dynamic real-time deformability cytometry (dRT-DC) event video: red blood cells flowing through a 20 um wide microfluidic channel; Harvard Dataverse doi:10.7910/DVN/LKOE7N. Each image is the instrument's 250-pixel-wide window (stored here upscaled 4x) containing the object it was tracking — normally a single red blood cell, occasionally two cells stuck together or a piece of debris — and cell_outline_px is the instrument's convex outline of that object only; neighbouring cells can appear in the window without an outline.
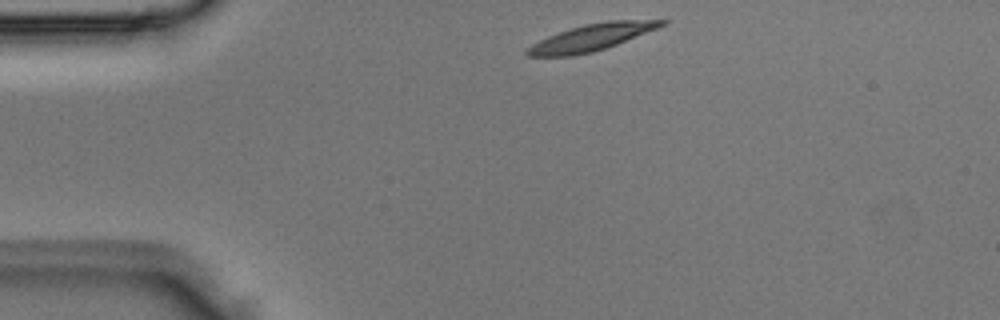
{"species": "Egyptian fruit bat (a non-hibernating species)", "species_latin": "Rousettus aegyptiacus", "temperature_condition": "room temperature", "stored_images_in_passage": 2, "camera_frame_rate_fps": 3000, "um_per_image_px": 0.085, "animal": {"sex": "male"}, "frame": {"image": 1, "passage_image": 1, "time_ms": 0.0, "image_size_px": [1000, 320], "cell_outline_px": [[668, 20], [664, 24], [656, 28], [616, 44], [592, 52], [572, 56], [528, 56], [524, 52], [532, 44], [548, 36], [584, 24], [608, 20]], "centroid_in_image_um": [50.23, 3.18], "position_along_channel_um": 34.8, "area_um2": 20.35}}